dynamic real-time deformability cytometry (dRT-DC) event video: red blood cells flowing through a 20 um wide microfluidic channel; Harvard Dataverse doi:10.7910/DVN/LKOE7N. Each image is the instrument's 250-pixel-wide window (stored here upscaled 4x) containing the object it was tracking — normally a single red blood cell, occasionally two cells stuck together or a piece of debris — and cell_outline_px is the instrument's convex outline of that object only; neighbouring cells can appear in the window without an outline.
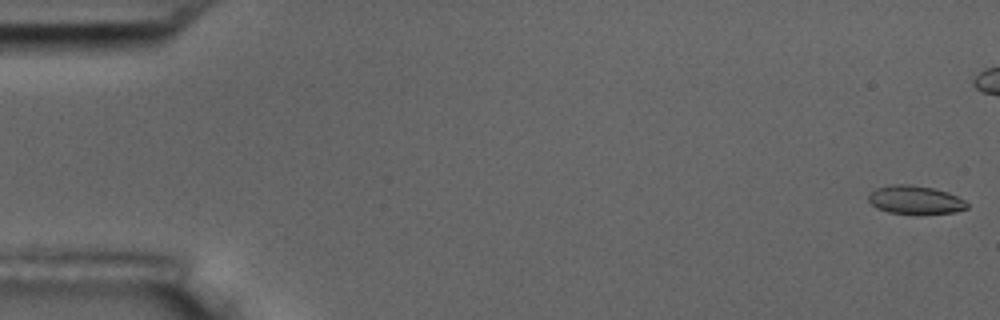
{"species": "common noctule bat (a hibernating species)", "species_latin": "Nyctalus noctula", "temperature_condition": "room temperature", "stored_images_in_passage": 9, "camera_frame_rate_fps": 3000, "um_per_image_px": 0.085, "animal": {"sex": "male", "body_mass_g": 17.5, "forearm_length_mm": 52.3}, "frame": {"image": 1, "passage_image": 1, "time_ms": 0.0, "image_size_px": [1000, 320], "cell_outline_px": [[968, 208], [956, 212], [916, 216], [888, 212], [876, 208], [868, 200], [868, 196], [876, 188], [888, 184], [912, 184], [932, 188], [948, 192], [964, 200], [968, 204]], "centroid_in_image_um": [77.8, 17.02], "position_along_channel_um": 7.2, "area_um2": 16.88}}